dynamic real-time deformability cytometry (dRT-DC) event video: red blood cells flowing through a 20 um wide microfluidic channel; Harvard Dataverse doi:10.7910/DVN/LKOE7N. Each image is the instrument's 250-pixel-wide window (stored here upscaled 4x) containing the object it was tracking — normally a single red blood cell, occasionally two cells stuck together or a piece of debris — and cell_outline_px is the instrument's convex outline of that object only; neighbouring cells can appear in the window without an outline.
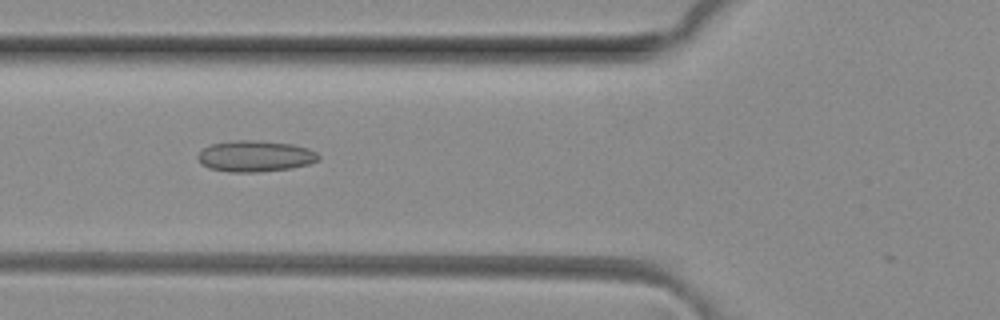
{"species": "common noctule bat (a hibernating species)", "species_latin": "Nyctalus noctula", "temperature_condition": "room temperature", "stored_images_in_passage": 2, "camera_frame_rate_fps": 3000, "um_per_image_px": 0.085, "animal": {"sex": "female", "body_mass_g": 29.2, "forearm_length_mm": 56.3}, "frame": {"image": 1, "passage_image": 2, "time_ms": 0.333, "image_size_px": [1000, 320], "cell_outline_px": [[320, 160], [308, 164], [292, 168], [260, 172], [232, 172], [208, 168], [200, 164], [196, 156], [204, 148], [212, 144], [236, 140], [252, 140], [292, 144], [308, 148], [316, 152], [320, 156]], "centroid_in_image_um": [21.69, 13.28], "position_along_channel_um": 104.1, "area_um2": 21.96}}